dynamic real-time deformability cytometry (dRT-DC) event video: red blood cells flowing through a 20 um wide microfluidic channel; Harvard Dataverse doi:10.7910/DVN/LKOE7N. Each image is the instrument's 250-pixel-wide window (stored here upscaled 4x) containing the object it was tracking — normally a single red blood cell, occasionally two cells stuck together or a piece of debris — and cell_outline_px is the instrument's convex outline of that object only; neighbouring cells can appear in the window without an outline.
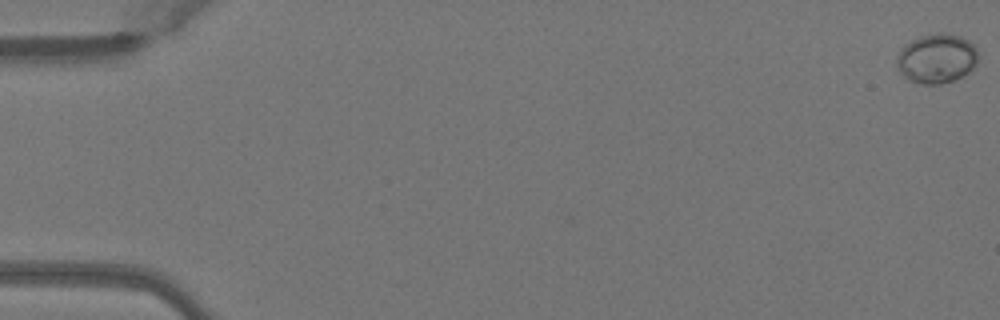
{"species": "Egyptian fruit bat (a non-hibernating species)", "species_latin": "Rousettus aegyptiacus", "temperature_condition": "warm", "stored_images_in_passage": 51, "camera_frame_rate_fps": 3000, "um_per_image_px": 0.085, "animal": {"sex": "female"}, "frame": {"image": 1, "passage_image": 1, "time_ms": 0.0, "image_size_px": [1000, 320], "cell_outline_px": [[976, 64], [968, 72], [952, 80], [940, 84], [924, 84], [908, 80], [900, 72], [896, 64], [896, 60], [904, 44], [920, 36], [936, 32], [944, 32], [960, 36], [968, 40], [976, 48]], "centroid_in_image_um": [79.59, 4.95], "position_along_channel_um": 5.4, "area_um2": 23.29}}
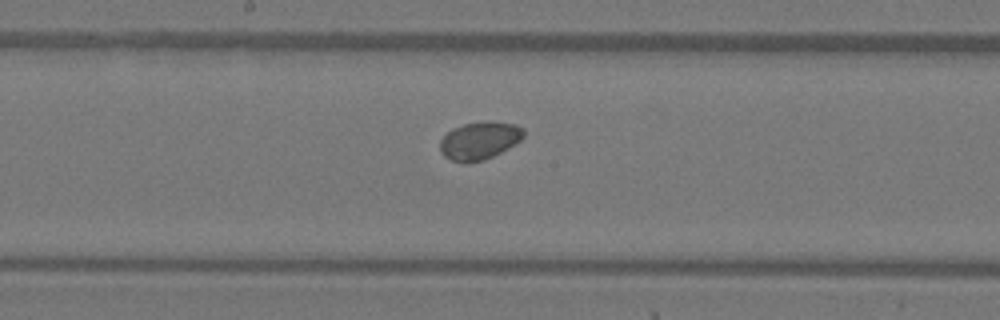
{"frame": {"image": 2, "passage_image": 28, "time_ms": 9.0, "image_size_px": [1000, 320], "cell_outline_px": [[524, 136], [520, 140], [508, 148], [484, 160], [468, 164], [452, 160], [444, 156], [440, 152], [440, 140], [452, 128], [464, 124], [488, 120], [516, 124], [524, 128]], "centroid_in_image_um": [40.75, 11.95], "position_along_channel_um": 207.4, "area_um2": 18.55}}
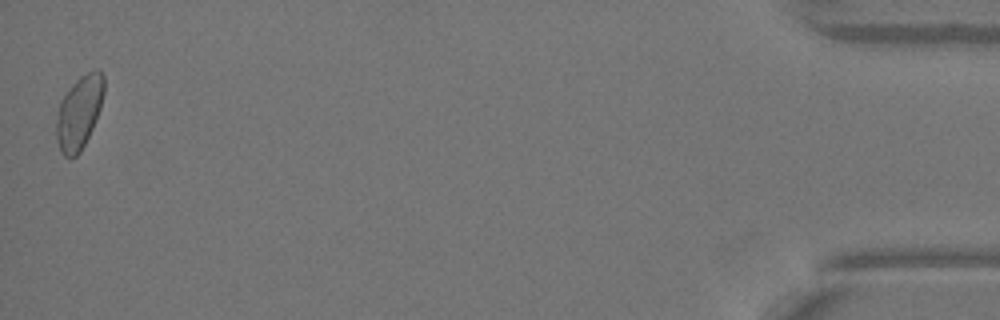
{"frame": {"image": 3, "passage_image": 51, "time_ms": 16.667, "image_size_px": [1000, 320], "cell_outline_px": [[104, 92], [100, 108], [92, 128], [80, 152], [76, 156], [64, 156], [60, 152], [56, 140], [56, 116], [60, 100], [72, 84], [80, 76], [96, 68], [104, 76]], "centroid_in_image_um": [6.71, 9.54], "position_along_channel_um": 428.5, "area_um2": 20.29}}